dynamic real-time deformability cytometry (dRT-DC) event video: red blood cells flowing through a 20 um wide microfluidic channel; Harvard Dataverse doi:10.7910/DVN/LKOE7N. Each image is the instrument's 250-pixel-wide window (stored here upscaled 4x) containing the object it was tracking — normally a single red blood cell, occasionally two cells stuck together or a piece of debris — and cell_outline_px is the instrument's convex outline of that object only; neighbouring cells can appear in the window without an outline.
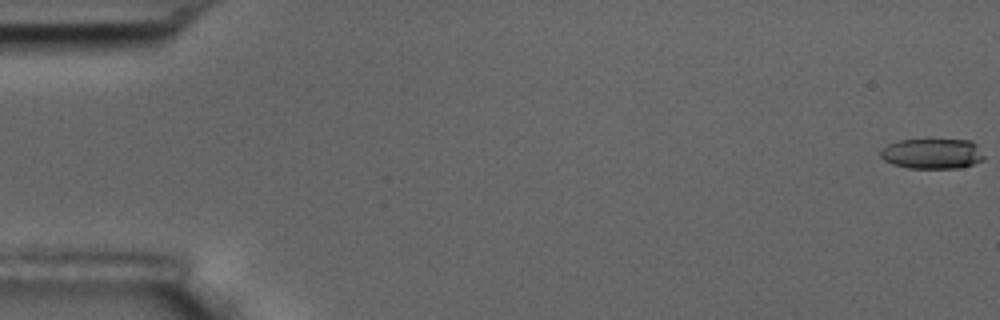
{"species": "common noctule bat (a hibernating species)", "species_latin": "Nyctalus noctula", "temperature_condition": "room temperature", "stored_images_in_passage": 7, "segment_of_instrument_passage": [1, 2], "camera_frame_rate_fps": 3000, "um_per_image_px": 0.085, "animal": {"sex": "male", "body_mass_g": 17.5, "forearm_length_mm": 52.3}, "frame": {"image": 1, "passage_image": 1, "time_ms": 0.0, "image_size_px": [1000, 320], "cell_outline_px": [[984, 160], [960, 168], [908, 168], [892, 164], [884, 160], [880, 156], [880, 152], [888, 144], [900, 140], [972, 140], [976, 144], [984, 156]], "centroid_in_image_um": [79.25, 13.07], "position_along_channel_um": 5.8, "area_um2": 18.21}}